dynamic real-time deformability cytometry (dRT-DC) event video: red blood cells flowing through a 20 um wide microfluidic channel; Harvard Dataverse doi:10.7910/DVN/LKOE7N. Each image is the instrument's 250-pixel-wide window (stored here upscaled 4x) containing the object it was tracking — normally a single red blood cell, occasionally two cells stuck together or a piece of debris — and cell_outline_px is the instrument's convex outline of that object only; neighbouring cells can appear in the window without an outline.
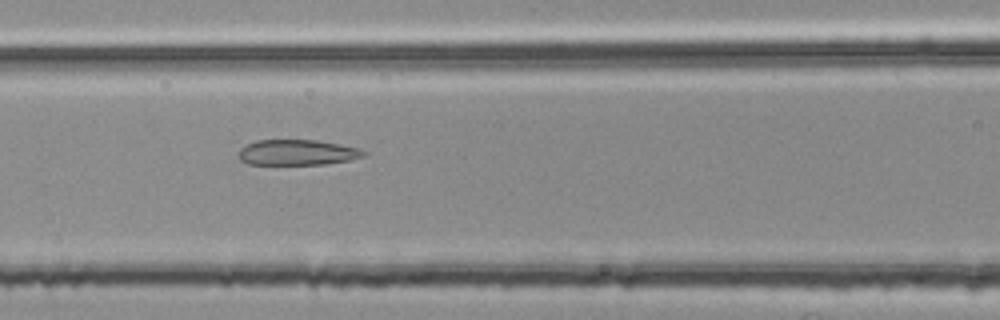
{"species": "common noctule bat (a hibernating species)", "species_latin": "Nyctalus noctula", "temperature_condition": "room temperature", "stored_images_in_passage": 29, "segment_of_instrument_passage": [2, 2], "camera_frame_rate_fps": 3000, "um_per_image_px": 0.085, "animal": {"sex": "female", "body_mass_g": 25.1}, "frame": {"image": 1, "passage_image": 13, "time_ms": 4.0, "image_size_px": [1000, 320], "cell_outline_px": [[368, 152], [364, 156], [348, 160], [324, 164], [248, 164], [240, 160], [236, 152], [240, 148], [256, 140], [316, 140], [340, 144], [360, 148]], "centroid_in_image_um": [25.25, 12.95], "position_along_channel_um": 141.4, "area_um2": 18.67}}
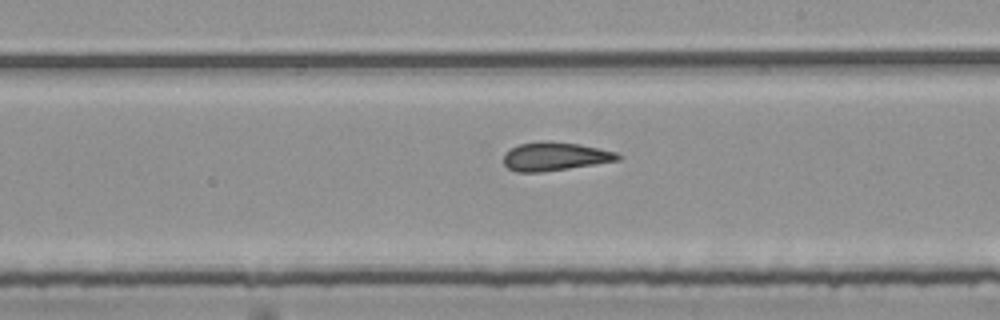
{"frame": {"image": 2, "passage_image": 21, "time_ms": 6.667, "image_size_px": [1000, 320], "cell_outline_px": [[620, 160], [544, 172], [516, 172], [508, 168], [504, 164], [504, 152], [520, 144], [540, 140], [544, 140], [580, 144], [616, 152], [620, 156]], "centroid_in_image_um": [47.14, 13.29], "position_along_channel_um": 241.9, "area_um2": 19.02}}
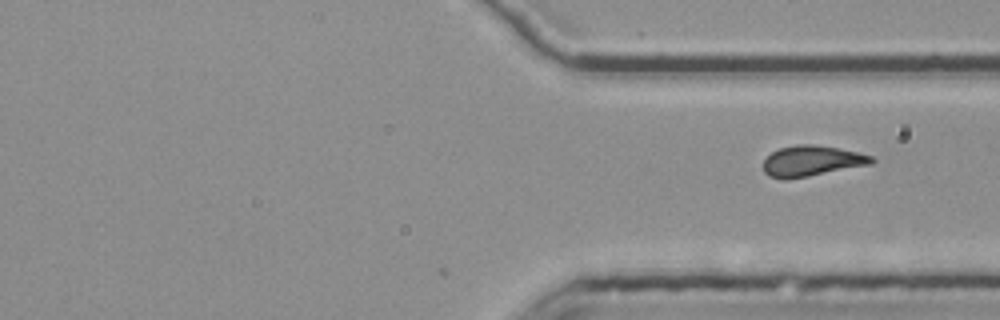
{"frame": {"image": 3, "passage_image": 29, "time_ms": 9.333, "image_size_px": [1000, 320], "cell_outline_px": [[876, 160], [872, 164], [788, 180], [784, 180], [768, 176], [764, 172], [764, 160], [772, 152], [780, 148], [796, 144], [812, 144], [840, 148], [872, 156]], "centroid_in_image_um": [68.99, 13.69], "position_along_channel_um": 342.4, "area_um2": 19.42}}